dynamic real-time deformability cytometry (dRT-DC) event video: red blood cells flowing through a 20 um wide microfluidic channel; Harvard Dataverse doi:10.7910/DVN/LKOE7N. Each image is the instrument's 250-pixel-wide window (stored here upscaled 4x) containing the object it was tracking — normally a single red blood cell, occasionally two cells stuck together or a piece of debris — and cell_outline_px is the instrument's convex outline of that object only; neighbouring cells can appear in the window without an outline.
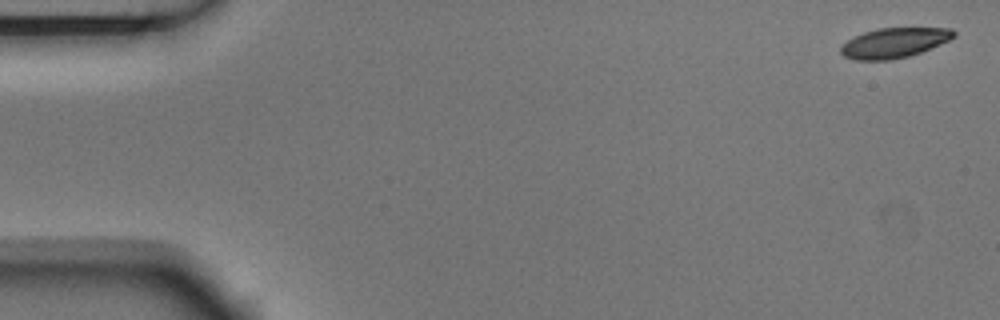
{"species": "Egyptian fruit bat (a non-hibernating species)", "species_latin": "Rousettus aegyptiacus", "temperature_condition": "room temperature", "stored_images_in_passage": 4, "camera_frame_rate_fps": 3000, "um_per_image_px": 0.085, "animal": {"sex": "male"}, "frame": {"image": 1, "passage_image": 1, "time_ms": 0.0, "image_size_px": [1000, 320], "cell_outline_px": [[956, 36], [948, 40], [920, 52], [908, 56], [888, 60], [856, 60], [844, 56], [840, 52], [840, 48], [848, 40], [864, 32], [876, 28], [952, 28], [956, 32]], "centroid_in_image_um": [76.0, 3.63], "position_along_channel_um": 9.0, "area_um2": 19.48}}